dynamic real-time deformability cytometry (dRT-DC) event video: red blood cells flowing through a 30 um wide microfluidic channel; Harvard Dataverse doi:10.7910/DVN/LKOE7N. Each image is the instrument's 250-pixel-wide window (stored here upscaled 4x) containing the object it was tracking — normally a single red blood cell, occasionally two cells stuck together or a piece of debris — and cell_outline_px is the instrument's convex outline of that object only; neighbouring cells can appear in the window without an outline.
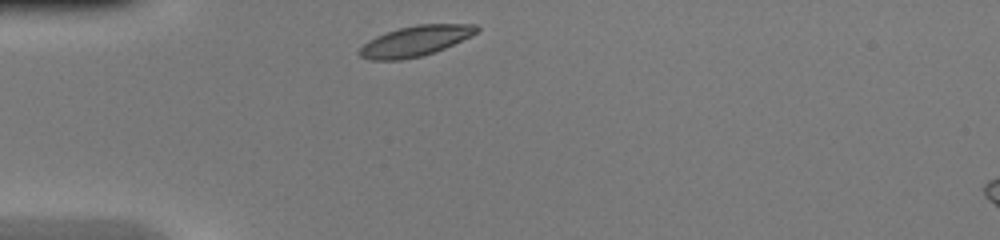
{"species": "common noctule bat (a hibernating species)", "species_latin": "Nyctalus noctula", "temperature_condition": "warm", "stored_images_in_passage": 27, "camera_frame_rate_fps": 3000, "um_per_image_px": 0.085, "animal": {"sex": "female", "body_mass_g": 20.0, "forearm_length_mm": 54.0}, "frame": {"image": 1, "passage_image": 1, "time_ms": 0.0, "image_size_px": [1000, 240], "cell_outline_px": [[480, 28], [476, 32], [444, 48], [420, 56], [400, 60], [368, 60], [360, 56], [356, 52], [368, 40], [376, 36], [400, 28], [416, 24], [476, 24]], "centroid_in_image_um": [35.23, 3.49], "position_along_channel_um": 49.8, "area_um2": 20.4}}
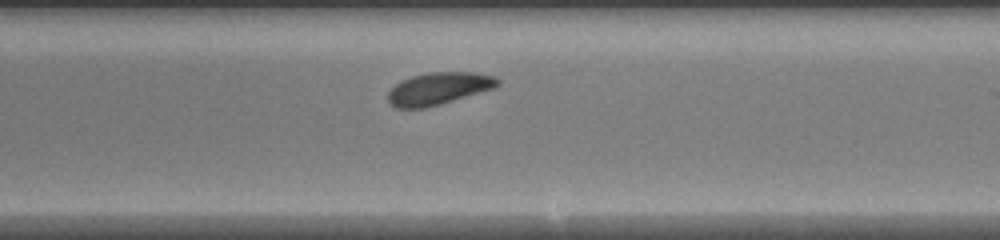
{"frame": {"image": 2, "passage_image": 16, "time_ms": 5.0, "image_size_px": [1000, 240], "cell_outline_px": [[500, 84], [492, 88], [440, 104], [424, 108], [396, 108], [388, 104], [388, 92], [400, 80], [412, 76], [428, 72], [476, 72], [496, 76], [500, 80]], "centroid_in_image_um": [37.25, 7.51], "position_along_channel_um": 251.7, "area_um2": 20.58}}
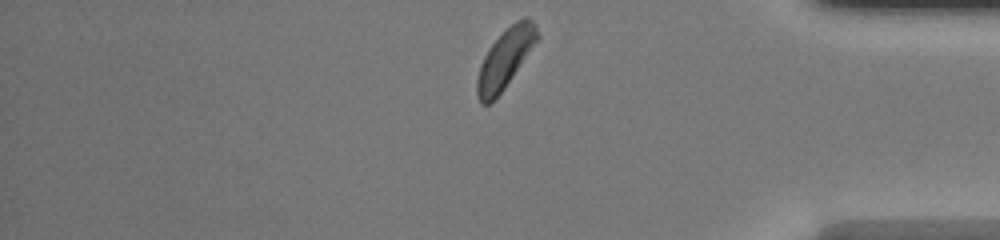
{"frame": {"image": 3, "passage_image": 27, "time_ms": 8.667, "image_size_px": [1000, 240], "cell_outline_px": [[540, 36], [504, 88], [488, 104], [480, 104], [476, 96], [476, 80], [480, 64], [484, 56], [492, 44], [516, 20], [524, 16], [528, 16], [536, 24]], "centroid_in_image_um": [42.93, 4.97], "position_along_channel_um": 392.3, "area_um2": 20.35}}